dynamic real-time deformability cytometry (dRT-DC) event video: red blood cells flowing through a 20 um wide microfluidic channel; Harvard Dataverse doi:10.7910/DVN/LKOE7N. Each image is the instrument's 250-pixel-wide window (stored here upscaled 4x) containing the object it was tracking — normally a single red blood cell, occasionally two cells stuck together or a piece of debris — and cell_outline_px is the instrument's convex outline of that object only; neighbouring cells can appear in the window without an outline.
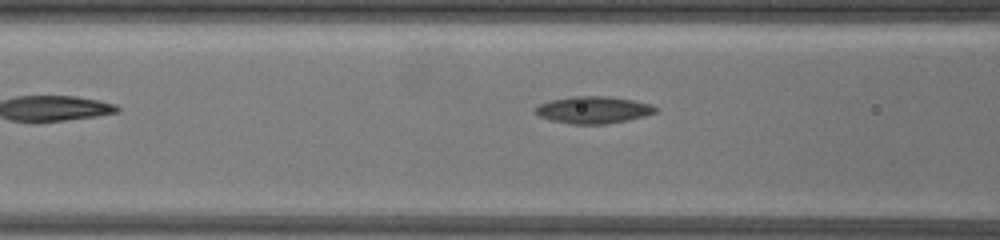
{"species": "common noctule bat (a hibernating species)", "species_latin": "Nyctalus noctula", "temperature_condition": "warm", "stored_images_in_passage": 5, "camera_frame_rate_fps": 3000, "um_per_image_px": 0.085, "animal": {"sex": "female", "body_mass_g": 19.5, "forearm_length_mm": 54.1}, "frame": {"image": 1, "passage_image": 5, "time_ms": 2.333, "image_size_px": [1000, 240], "cell_outline_px": [[656, 112], [644, 116], [628, 120], [604, 124], [572, 124], [552, 120], [540, 116], [536, 112], [536, 108], [540, 104], [552, 100], [572, 96], [608, 96], [632, 100], [652, 104], [656, 108]], "centroid_in_image_um": [50.46, 9.34], "position_along_channel_um": 116.1, "area_um2": 18.67}}